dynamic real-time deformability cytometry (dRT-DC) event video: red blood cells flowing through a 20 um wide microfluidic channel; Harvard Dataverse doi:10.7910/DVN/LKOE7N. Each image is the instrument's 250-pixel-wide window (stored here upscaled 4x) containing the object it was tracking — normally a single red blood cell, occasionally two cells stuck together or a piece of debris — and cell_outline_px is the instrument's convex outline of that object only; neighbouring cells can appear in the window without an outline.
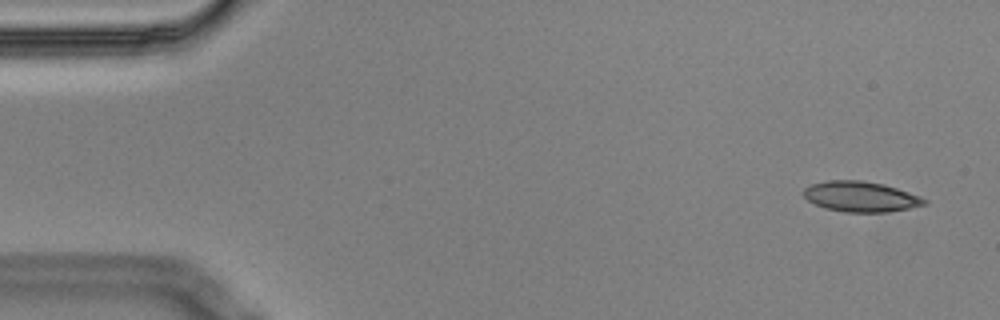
{"species": "Egyptian fruit bat (a non-hibernating species)", "species_latin": "Rousettus aegyptiacus", "temperature_condition": "cold", "stored_images_in_passage": 4, "camera_frame_rate_fps": 3000, "um_per_image_px": 0.085, "animal": {"sex": "male"}, "frame": {"image": 1, "passage_image": 1, "time_ms": 0.0, "image_size_px": [1000, 320], "cell_outline_px": [[928, 204], [888, 212], [844, 212], [824, 208], [808, 200], [800, 192], [804, 188], [812, 184], [828, 180], [860, 180], [884, 184], [920, 196], [928, 200]], "centroid_in_image_um": [73.15, 16.71], "position_along_channel_um": 11.9, "area_um2": 21.44}}
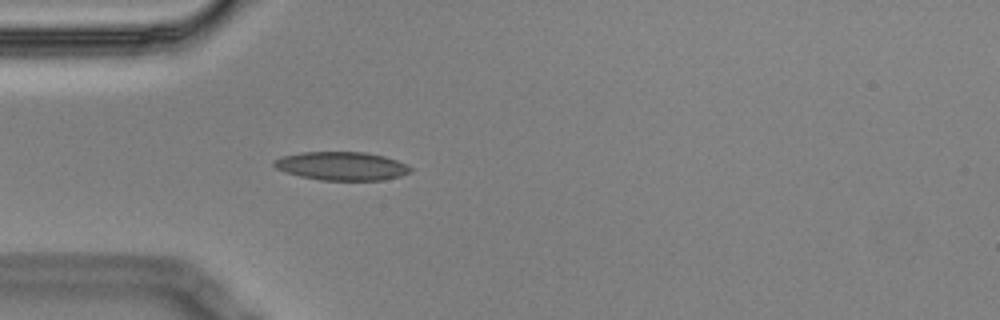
{"frame": {"image": 2, "passage_image": 4, "time_ms": 1.0, "image_size_px": [1000, 320], "cell_outline_px": [[412, 172], [400, 176], [384, 180], [320, 180], [300, 176], [284, 172], [276, 168], [272, 164], [272, 160], [280, 156], [300, 152], [368, 152], [384, 156], [396, 160], [412, 168]], "centroid_in_image_um": [29.0, 14.11], "position_along_channel_um": 56.0, "area_um2": 22.83}}